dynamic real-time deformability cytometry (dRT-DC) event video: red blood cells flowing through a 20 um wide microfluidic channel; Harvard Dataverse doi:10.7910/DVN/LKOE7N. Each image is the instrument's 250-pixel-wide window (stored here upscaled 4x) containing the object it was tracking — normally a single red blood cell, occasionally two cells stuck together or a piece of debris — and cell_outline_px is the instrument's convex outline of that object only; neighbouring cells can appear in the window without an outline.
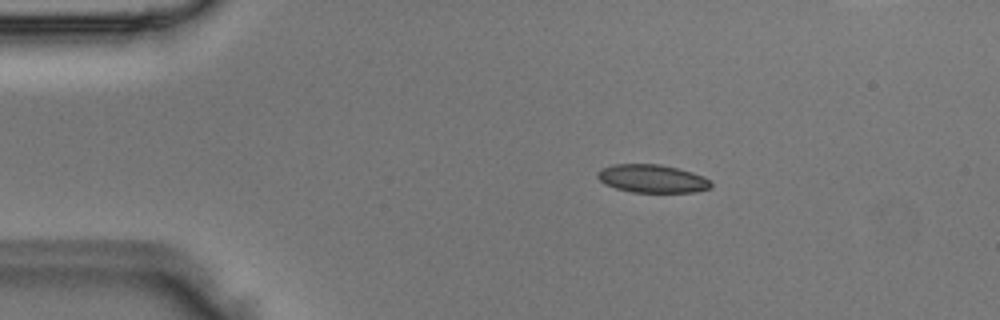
{"species": "Egyptian fruit bat (a non-hibernating species)", "species_latin": "Rousettus aegyptiacus", "temperature_condition": "room temperature", "stored_images_in_passage": 4, "camera_frame_rate_fps": 3000, "um_per_image_px": 0.085, "animal": {"sex": "male"}, "frame": {"image": 1, "passage_image": 1, "time_ms": 0.0, "image_size_px": [1000, 320], "cell_outline_px": [[712, 184], [708, 188], [696, 192], [632, 192], [616, 188], [604, 184], [596, 176], [596, 172], [612, 164], [660, 164], [680, 168], [704, 176]], "centroid_in_image_um": [55.42, 15.17], "position_along_channel_um": 29.6, "area_um2": 18.61}}
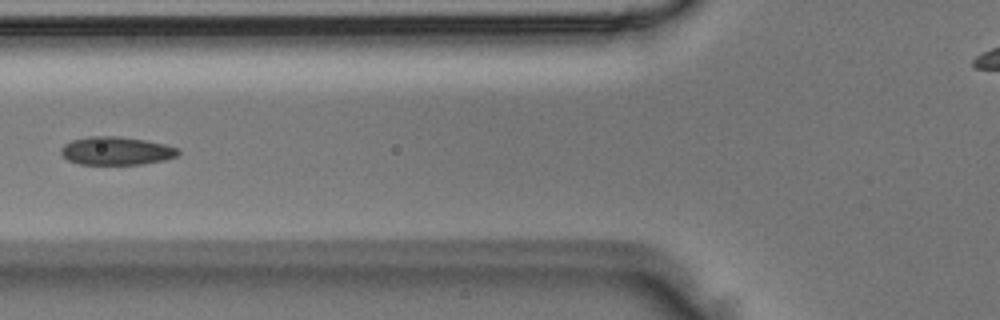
{"frame": {"image": 2, "passage_image": 4, "time_ms": 1.0, "image_size_px": [1000, 320], "cell_outline_px": [[180, 152], [176, 156], [164, 160], [144, 164], [80, 164], [68, 160], [60, 152], [60, 148], [64, 144], [72, 140], [88, 136], [120, 136], [148, 140], [164, 144], [176, 148]], "centroid_in_image_um": [9.87, 12.81], "position_along_channel_um": 115.9, "area_um2": 19.31}}